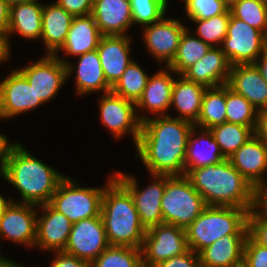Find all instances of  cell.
Wrapping results in <instances>:
<instances>
[{
  "mask_svg": "<svg viewBox=\"0 0 267 267\" xmlns=\"http://www.w3.org/2000/svg\"><path fill=\"white\" fill-rule=\"evenodd\" d=\"M193 126L171 115L149 117L141 123L136 159L149 174L184 175L187 140Z\"/></svg>",
  "mask_w": 267,
  "mask_h": 267,
  "instance_id": "6da1fadb",
  "label": "cell"
},
{
  "mask_svg": "<svg viewBox=\"0 0 267 267\" xmlns=\"http://www.w3.org/2000/svg\"><path fill=\"white\" fill-rule=\"evenodd\" d=\"M56 170L33 156L17 141L0 170V176L19 192L20 203L39 206L50 202L66 176Z\"/></svg>",
  "mask_w": 267,
  "mask_h": 267,
  "instance_id": "7a4b0ae2",
  "label": "cell"
},
{
  "mask_svg": "<svg viewBox=\"0 0 267 267\" xmlns=\"http://www.w3.org/2000/svg\"><path fill=\"white\" fill-rule=\"evenodd\" d=\"M186 176L206 206H230L251 211L253 186L232 166L229 159L192 169Z\"/></svg>",
  "mask_w": 267,
  "mask_h": 267,
  "instance_id": "3957f363",
  "label": "cell"
},
{
  "mask_svg": "<svg viewBox=\"0 0 267 267\" xmlns=\"http://www.w3.org/2000/svg\"><path fill=\"white\" fill-rule=\"evenodd\" d=\"M100 216L109 245L142 248L146 229L132 196L115 178L102 194Z\"/></svg>",
  "mask_w": 267,
  "mask_h": 267,
  "instance_id": "277c9868",
  "label": "cell"
},
{
  "mask_svg": "<svg viewBox=\"0 0 267 267\" xmlns=\"http://www.w3.org/2000/svg\"><path fill=\"white\" fill-rule=\"evenodd\" d=\"M249 211L230 206H206L185 229L189 249L199 254L227 235H248Z\"/></svg>",
  "mask_w": 267,
  "mask_h": 267,
  "instance_id": "5b68a950",
  "label": "cell"
},
{
  "mask_svg": "<svg viewBox=\"0 0 267 267\" xmlns=\"http://www.w3.org/2000/svg\"><path fill=\"white\" fill-rule=\"evenodd\" d=\"M205 207L202 196L186 175H166L161 199L163 223L186 229Z\"/></svg>",
  "mask_w": 267,
  "mask_h": 267,
  "instance_id": "8992f818",
  "label": "cell"
},
{
  "mask_svg": "<svg viewBox=\"0 0 267 267\" xmlns=\"http://www.w3.org/2000/svg\"><path fill=\"white\" fill-rule=\"evenodd\" d=\"M108 177L107 184L103 187H81L78 181L65 176L49 204L72 223L100 216L102 194L105 187L114 179V173Z\"/></svg>",
  "mask_w": 267,
  "mask_h": 267,
  "instance_id": "52a82bcc",
  "label": "cell"
},
{
  "mask_svg": "<svg viewBox=\"0 0 267 267\" xmlns=\"http://www.w3.org/2000/svg\"><path fill=\"white\" fill-rule=\"evenodd\" d=\"M220 48L231 66L254 64L267 50V36L231 14Z\"/></svg>",
  "mask_w": 267,
  "mask_h": 267,
  "instance_id": "ba28073f",
  "label": "cell"
},
{
  "mask_svg": "<svg viewBox=\"0 0 267 267\" xmlns=\"http://www.w3.org/2000/svg\"><path fill=\"white\" fill-rule=\"evenodd\" d=\"M114 178L130 193L141 224L147 230L163 223L161 199L165 190L166 175L150 174L148 186L140 188L135 176L116 171Z\"/></svg>",
  "mask_w": 267,
  "mask_h": 267,
  "instance_id": "9c48e42d",
  "label": "cell"
},
{
  "mask_svg": "<svg viewBox=\"0 0 267 267\" xmlns=\"http://www.w3.org/2000/svg\"><path fill=\"white\" fill-rule=\"evenodd\" d=\"M143 267H154L189 250L184 228L161 223L146 230L142 245Z\"/></svg>",
  "mask_w": 267,
  "mask_h": 267,
  "instance_id": "30bf717a",
  "label": "cell"
},
{
  "mask_svg": "<svg viewBox=\"0 0 267 267\" xmlns=\"http://www.w3.org/2000/svg\"><path fill=\"white\" fill-rule=\"evenodd\" d=\"M98 98V112L102 125L115 139H121L129 133L136 147L140 137L141 122L137 117L135 102L124 99L112 91Z\"/></svg>",
  "mask_w": 267,
  "mask_h": 267,
  "instance_id": "8fae6325",
  "label": "cell"
},
{
  "mask_svg": "<svg viewBox=\"0 0 267 267\" xmlns=\"http://www.w3.org/2000/svg\"><path fill=\"white\" fill-rule=\"evenodd\" d=\"M17 70L33 88L36 101L43 104L50 102L68 79L66 64L54 55L44 54L39 60Z\"/></svg>",
  "mask_w": 267,
  "mask_h": 267,
  "instance_id": "7c38bea8",
  "label": "cell"
},
{
  "mask_svg": "<svg viewBox=\"0 0 267 267\" xmlns=\"http://www.w3.org/2000/svg\"><path fill=\"white\" fill-rule=\"evenodd\" d=\"M181 19L163 17L142 27L143 43L159 64L167 67L174 59L182 34L187 29Z\"/></svg>",
  "mask_w": 267,
  "mask_h": 267,
  "instance_id": "4fadbf2b",
  "label": "cell"
},
{
  "mask_svg": "<svg viewBox=\"0 0 267 267\" xmlns=\"http://www.w3.org/2000/svg\"><path fill=\"white\" fill-rule=\"evenodd\" d=\"M109 246L101 216L73 223L63 252L91 264Z\"/></svg>",
  "mask_w": 267,
  "mask_h": 267,
  "instance_id": "5bb4252c",
  "label": "cell"
},
{
  "mask_svg": "<svg viewBox=\"0 0 267 267\" xmlns=\"http://www.w3.org/2000/svg\"><path fill=\"white\" fill-rule=\"evenodd\" d=\"M37 210V205L15 202L13 198L0 216V239L33 249L39 212Z\"/></svg>",
  "mask_w": 267,
  "mask_h": 267,
  "instance_id": "9a60e30c",
  "label": "cell"
},
{
  "mask_svg": "<svg viewBox=\"0 0 267 267\" xmlns=\"http://www.w3.org/2000/svg\"><path fill=\"white\" fill-rule=\"evenodd\" d=\"M43 105L36 101V95L28 80L17 70H11L0 81V120L11 119L33 111Z\"/></svg>",
  "mask_w": 267,
  "mask_h": 267,
  "instance_id": "2e32d148",
  "label": "cell"
},
{
  "mask_svg": "<svg viewBox=\"0 0 267 267\" xmlns=\"http://www.w3.org/2000/svg\"><path fill=\"white\" fill-rule=\"evenodd\" d=\"M176 77L175 71L164 66L150 75L142 96L135 103L136 112L140 113H137V117L141 123L149 118V114H153V117L169 115L166 112L170 110L172 87Z\"/></svg>",
  "mask_w": 267,
  "mask_h": 267,
  "instance_id": "e0dca14e",
  "label": "cell"
},
{
  "mask_svg": "<svg viewBox=\"0 0 267 267\" xmlns=\"http://www.w3.org/2000/svg\"><path fill=\"white\" fill-rule=\"evenodd\" d=\"M41 209V210H40ZM35 248L43 252L63 251L73 223L49 203L38 206ZM40 216V217H39Z\"/></svg>",
  "mask_w": 267,
  "mask_h": 267,
  "instance_id": "ac0fdd59",
  "label": "cell"
},
{
  "mask_svg": "<svg viewBox=\"0 0 267 267\" xmlns=\"http://www.w3.org/2000/svg\"><path fill=\"white\" fill-rule=\"evenodd\" d=\"M54 56L66 64L67 78H70L73 73H76V91H74L76 95L85 96L98 92L104 94L111 91L112 87L105 79L97 50L77 56L78 61L75 65L68 60V57L64 59L65 56L60 57L59 54Z\"/></svg>",
  "mask_w": 267,
  "mask_h": 267,
  "instance_id": "d6986e66",
  "label": "cell"
},
{
  "mask_svg": "<svg viewBox=\"0 0 267 267\" xmlns=\"http://www.w3.org/2000/svg\"><path fill=\"white\" fill-rule=\"evenodd\" d=\"M131 42L129 35L102 36L97 52L107 83L113 87L121 78L131 59Z\"/></svg>",
  "mask_w": 267,
  "mask_h": 267,
  "instance_id": "ffe728a7",
  "label": "cell"
},
{
  "mask_svg": "<svg viewBox=\"0 0 267 267\" xmlns=\"http://www.w3.org/2000/svg\"><path fill=\"white\" fill-rule=\"evenodd\" d=\"M226 85L243 95L259 113L267 109V83L255 64L232 65Z\"/></svg>",
  "mask_w": 267,
  "mask_h": 267,
  "instance_id": "44dd1931",
  "label": "cell"
},
{
  "mask_svg": "<svg viewBox=\"0 0 267 267\" xmlns=\"http://www.w3.org/2000/svg\"><path fill=\"white\" fill-rule=\"evenodd\" d=\"M231 65L220 47H211L195 64L181 75L206 88H215L227 84Z\"/></svg>",
  "mask_w": 267,
  "mask_h": 267,
  "instance_id": "7402d4cb",
  "label": "cell"
},
{
  "mask_svg": "<svg viewBox=\"0 0 267 267\" xmlns=\"http://www.w3.org/2000/svg\"><path fill=\"white\" fill-rule=\"evenodd\" d=\"M92 15L103 36L127 35L132 29L130 0H93Z\"/></svg>",
  "mask_w": 267,
  "mask_h": 267,
  "instance_id": "603a6c76",
  "label": "cell"
},
{
  "mask_svg": "<svg viewBox=\"0 0 267 267\" xmlns=\"http://www.w3.org/2000/svg\"><path fill=\"white\" fill-rule=\"evenodd\" d=\"M225 159L211 131L193 126L187 140L184 175L192 169L218 164Z\"/></svg>",
  "mask_w": 267,
  "mask_h": 267,
  "instance_id": "cb8c5ba5",
  "label": "cell"
},
{
  "mask_svg": "<svg viewBox=\"0 0 267 267\" xmlns=\"http://www.w3.org/2000/svg\"><path fill=\"white\" fill-rule=\"evenodd\" d=\"M233 167L254 187L267 173V147L254 134L228 158Z\"/></svg>",
  "mask_w": 267,
  "mask_h": 267,
  "instance_id": "d4e9b609",
  "label": "cell"
},
{
  "mask_svg": "<svg viewBox=\"0 0 267 267\" xmlns=\"http://www.w3.org/2000/svg\"><path fill=\"white\" fill-rule=\"evenodd\" d=\"M102 36L92 14L74 16L65 42L54 55L64 51L68 57H77L95 51Z\"/></svg>",
  "mask_w": 267,
  "mask_h": 267,
  "instance_id": "484cf974",
  "label": "cell"
},
{
  "mask_svg": "<svg viewBox=\"0 0 267 267\" xmlns=\"http://www.w3.org/2000/svg\"><path fill=\"white\" fill-rule=\"evenodd\" d=\"M206 89L205 86L188 80L181 74H177L172 87L170 106V110L174 108L179 114L178 116L175 115L174 118L195 124L200 116Z\"/></svg>",
  "mask_w": 267,
  "mask_h": 267,
  "instance_id": "4316f807",
  "label": "cell"
},
{
  "mask_svg": "<svg viewBox=\"0 0 267 267\" xmlns=\"http://www.w3.org/2000/svg\"><path fill=\"white\" fill-rule=\"evenodd\" d=\"M73 16L56 1L43 5L42 35L40 40L46 50L45 55H54L63 45Z\"/></svg>",
  "mask_w": 267,
  "mask_h": 267,
  "instance_id": "83f0119b",
  "label": "cell"
},
{
  "mask_svg": "<svg viewBox=\"0 0 267 267\" xmlns=\"http://www.w3.org/2000/svg\"><path fill=\"white\" fill-rule=\"evenodd\" d=\"M248 235H227L199 253L202 267H242Z\"/></svg>",
  "mask_w": 267,
  "mask_h": 267,
  "instance_id": "f1b7e54d",
  "label": "cell"
},
{
  "mask_svg": "<svg viewBox=\"0 0 267 267\" xmlns=\"http://www.w3.org/2000/svg\"><path fill=\"white\" fill-rule=\"evenodd\" d=\"M43 5L39 0H35L10 7L9 41L13 34H18L29 41L40 40L42 35Z\"/></svg>",
  "mask_w": 267,
  "mask_h": 267,
  "instance_id": "f546056e",
  "label": "cell"
},
{
  "mask_svg": "<svg viewBox=\"0 0 267 267\" xmlns=\"http://www.w3.org/2000/svg\"><path fill=\"white\" fill-rule=\"evenodd\" d=\"M226 122V85L205 90L200 116L194 126L210 129Z\"/></svg>",
  "mask_w": 267,
  "mask_h": 267,
  "instance_id": "4dcf8cb0",
  "label": "cell"
},
{
  "mask_svg": "<svg viewBox=\"0 0 267 267\" xmlns=\"http://www.w3.org/2000/svg\"><path fill=\"white\" fill-rule=\"evenodd\" d=\"M187 28L182 34L176 55L167 66L177 74H182L188 67L200 60L211 48V46L195 37Z\"/></svg>",
  "mask_w": 267,
  "mask_h": 267,
  "instance_id": "1f68e13d",
  "label": "cell"
},
{
  "mask_svg": "<svg viewBox=\"0 0 267 267\" xmlns=\"http://www.w3.org/2000/svg\"><path fill=\"white\" fill-rule=\"evenodd\" d=\"M219 145L223 156L228 159L243 144H245L255 132L247 126L224 122L209 129Z\"/></svg>",
  "mask_w": 267,
  "mask_h": 267,
  "instance_id": "d6a6232c",
  "label": "cell"
},
{
  "mask_svg": "<svg viewBox=\"0 0 267 267\" xmlns=\"http://www.w3.org/2000/svg\"><path fill=\"white\" fill-rule=\"evenodd\" d=\"M259 114L243 95L226 85V122L250 127L255 132Z\"/></svg>",
  "mask_w": 267,
  "mask_h": 267,
  "instance_id": "836d02e7",
  "label": "cell"
},
{
  "mask_svg": "<svg viewBox=\"0 0 267 267\" xmlns=\"http://www.w3.org/2000/svg\"><path fill=\"white\" fill-rule=\"evenodd\" d=\"M150 75L134 60L127 66L111 91L124 99L137 102L142 96Z\"/></svg>",
  "mask_w": 267,
  "mask_h": 267,
  "instance_id": "e575fe53",
  "label": "cell"
},
{
  "mask_svg": "<svg viewBox=\"0 0 267 267\" xmlns=\"http://www.w3.org/2000/svg\"><path fill=\"white\" fill-rule=\"evenodd\" d=\"M90 267H143L142 250L130 246L109 245Z\"/></svg>",
  "mask_w": 267,
  "mask_h": 267,
  "instance_id": "d590c367",
  "label": "cell"
},
{
  "mask_svg": "<svg viewBox=\"0 0 267 267\" xmlns=\"http://www.w3.org/2000/svg\"><path fill=\"white\" fill-rule=\"evenodd\" d=\"M229 10L235 18L243 20L267 36V7L260 0H235Z\"/></svg>",
  "mask_w": 267,
  "mask_h": 267,
  "instance_id": "8d00e7d4",
  "label": "cell"
},
{
  "mask_svg": "<svg viewBox=\"0 0 267 267\" xmlns=\"http://www.w3.org/2000/svg\"><path fill=\"white\" fill-rule=\"evenodd\" d=\"M231 12L228 9L225 13L209 19H189L197 25L196 36L209 44L211 47H220L224 37L227 35V28Z\"/></svg>",
  "mask_w": 267,
  "mask_h": 267,
  "instance_id": "74e56055",
  "label": "cell"
},
{
  "mask_svg": "<svg viewBox=\"0 0 267 267\" xmlns=\"http://www.w3.org/2000/svg\"><path fill=\"white\" fill-rule=\"evenodd\" d=\"M168 0H130L133 25L141 27L161 20L168 9Z\"/></svg>",
  "mask_w": 267,
  "mask_h": 267,
  "instance_id": "f35d334b",
  "label": "cell"
},
{
  "mask_svg": "<svg viewBox=\"0 0 267 267\" xmlns=\"http://www.w3.org/2000/svg\"><path fill=\"white\" fill-rule=\"evenodd\" d=\"M187 19H209L225 13L229 5L223 0H182Z\"/></svg>",
  "mask_w": 267,
  "mask_h": 267,
  "instance_id": "ab89813d",
  "label": "cell"
},
{
  "mask_svg": "<svg viewBox=\"0 0 267 267\" xmlns=\"http://www.w3.org/2000/svg\"><path fill=\"white\" fill-rule=\"evenodd\" d=\"M242 267H267V248L256 243L249 235L244 244Z\"/></svg>",
  "mask_w": 267,
  "mask_h": 267,
  "instance_id": "60d3db41",
  "label": "cell"
},
{
  "mask_svg": "<svg viewBox=\"0 0 267 267\" xmlns=\"http://www.w3.org/2000/svg\"><path fill=\"white\" fill-rule=\"evenodd\" d=\"M248 235L259 245L267 248V216L254 214L248 215Z\"/></svg>",
  "mask_w": 267,
  "mask_h": 267,
  "instance_id": "b9f144b4",
  "label": "cell"
},
{
  "mask_svg": "<svg viewBox=\"0 0 267 267\" xmlns=\"http://www.w3.org/2000/svg\"><path fill=\"white\" fill-rule=\"evenodd\" d=\"M154 267H202L199 254L189 249L184 254L169 258Z\"/></svg>",
  "mask_w": 267,
  "mask_h": 267,
  "instance_id": "7bdbcfd3",
  "label": "cell"
},
{
  "mask_svg": "<svg viewBox=\"0 0 267 267\" xmlns=\"http://www.w3.org/2000/svg\"><path fill=\"white\" fill-rule=\"evenodd\" d=\"M251 211L254 214L267 216V179H263L253 187Z\"/></svg>",
  "mask_w": 267,
  "mask_h": 267,
  "instance_id": "ee69618b",
  "label": "cell"
},
{
  "mask_svg": "<svg viewBox=\"0 0 267 267\" xmlns=\"http://www.w3.org/2000/svg\"><path fill=\"white\" fill-rule=\"evenodd\" d=\"M56 2L73 17L92 14L93 0H56Z\"/></svg>",
  "mask_w": 267,
  "mask_h": 267,
  "instance_id": "f6af8a7d",
  "label": "cell"
},
{
  "mask_svg": "<svg viewBox=\"0 0 267 267\" xmlns=\"http://www.w3.org/2000/svg\"><path fill=\"white\" fill-rule=\"evenodd\" d=\"M50 267H90V264L63 251H55Z\"/></svg>",
  "mask_w": 267,
  "mask_h": 267,
  "instance_id": "bcb514c9",
  "label": "cell"
},
{
  "mask_svg": "<svg viewBox=\"0 0 267 267\" xmlns=\"http://www.w3.org/2000/svg\"><path fill=\"white\" fill-rule=\"evenodd\" d=\"M10 22V6L5 0H0V33L8 34Z\"/></svg>",
  "mask_w": 267,
  "mask_h": 267,
  "instance_id": "7dc6e473",
  "label": "cell"
},
{
  "mask_svg": "<svg viewBox=\"0 0 267 267\" xmlns=\"http://www.w3.org/2000/svg\"><path fill=\"white\" fill-rule=\"evenodd\" d=\"M8 139L6 135L0 133V170L5 165L11 149L17 143V140L16 142H9Z\"/></svg>",
  "mask_w": 267,
  "mask_h": 267,
  "instance_id": "c3c4849f",
  "label": "cell"
},
{
  "mask_svg": "<svg viewBox=\"0 0 267 267\" xmlns=\"http://www.w3.org/2000/svg\"><path fill=\"white\" fill-rule=\"evenodd\" d=\"M255 134L260 138L263 144L267 147V109L259 114V121Z\"/></svg>",
  "mask_w": 267,
  "mask_h": 267,
  "instance_id": "681fc988",
  "label": "cell"
},
{
  "mask_svg": "<svg viewBox=\"0 0 267 267\" xmlns=\"http://www.w3.org/2000/svg\"><path fill=\"white\" fill-rule=\"evenodd\" d=\"M11 42L9 41L8 34L0 33V64L7 62L11 57Z\"/></svg>",
  "mask_w": 267,
  "mask_h": 267,
  "instance_id": "f907efd6",
  "label": "cell"
},
{
  "mask_svg": "<svg viewBox=\"0 0 267 267\" xmlns=\"http://www.w3.org/2000/svg\"><path fill=\"white\" fill-rule=\"evenodd\" d=\"M267 83V50L254 63Z\"/></svg>",
  "mask_w": 267,
  "mask_h": 267,
  "instance_id": "816d5d0a",
  "label": "cell"
},
{
  "mask_svg": "<svg viewBox=\"0 0 267 267\" xmlns=\"http://www.w3.org/2000/svg\"><path fill=\"white\" fill-rule=\"evenodd\" d=\"M0 267H25L24 263H17L16 261L14 262V260H11L7 257H2L0 259Z\"/></svg>",
  "mask_w": 267,
  "mask_h": 267,
  "instance_id": "f5cc1de1",
  "label": "cell"
},
{
  "mask_svg": "<svg viewBox=\"0 0 267 267\" xmlns=\"http://www.w3.org/2000/svg\"><path fill=\"white\" fill-rule=\"evenodd\" d=\"M3 196V194H0V216L4 213L6 207L10 204V202L13 200L11 197L6 198Z\"/></svg>",
  "mask_w": 267,
  "mask_h": 267,
  "instance_id": "db71d44e",
  "label": "cell"
},
{
  "mask_svg": "<svg viewBox=\"0 0 267 267\" xmlns=\"http://www.w3.org/2000/svg\"><path fill=\"white\" fill-rule=\"evenodd\" d=\"M5 1L11 7V6L16 5V4L29 3V2H32L35 0H5Z\"/></svg>",
  "mask_w": 267,
  "mask_h": 267,
  "instance_id": "11a10c76",
  "label": "cell"
},
{
  "mask_svg": "<svg viewBox=\"0 0 267 267\" xmlns=\"http://www.w3.org/2000/svg\"><path fill=\"white\" fill-rule=\"evenodd\" d=\"M223 1L230 6L235 0H223Z\"/></svg>",
  "mask_w": 267,
  "mask_h": 267,
  "instance_id": "9f6ffc18",
  "label": "cell"
},
{
  "mask_svg": "<svg viewBox=\"0 0 267 267\" xmlns=\"http://www.w3.org/2000/svg\"><path fill=\"white\" fill-rule=\"evenodd\" d=\"M267 7V0H260Z\"/></svg>",
  "mask_w": 267,
  "mask_h": 267,
  "instance_id": "6f0895ef",
  "label": "cell"
}]
</instances>
